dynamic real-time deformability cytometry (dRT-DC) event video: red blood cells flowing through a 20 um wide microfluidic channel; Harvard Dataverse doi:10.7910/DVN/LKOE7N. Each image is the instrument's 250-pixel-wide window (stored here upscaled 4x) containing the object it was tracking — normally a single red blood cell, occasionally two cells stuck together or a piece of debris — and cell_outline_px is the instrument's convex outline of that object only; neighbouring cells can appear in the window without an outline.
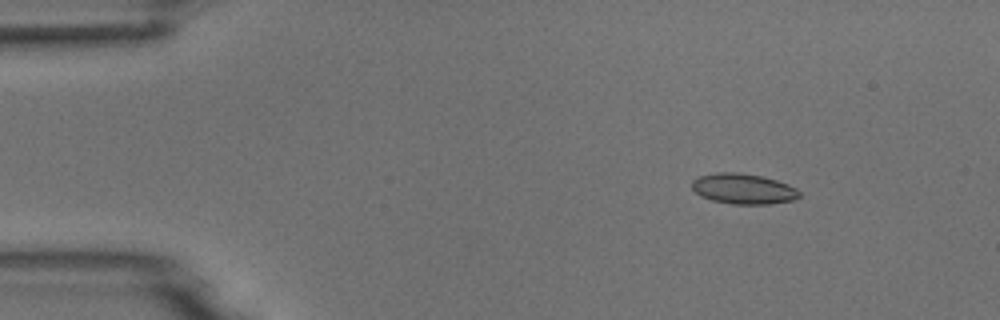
{"species": "common noctule bat (a hibernating species)", "species_latin": "Nyctalus noctula", "temperature_condition": "room temperature", "stored_images_in_passage": 5, "camera_frame_rate_fps": 3000, "um_per_image_px": 0.085, "animal": {"sex": "male", "body_mass_g": 18.8}, "frame": {"image": 1, "passage_image": 3, "time_ms": 2.0, "image_size_px": [1000, 320], "cell_outline_px": [[800, 196], [792, 200], [768, 204], [732, 204], [712, 200], [700, 196], [692, 188], [692, 180], [700, 176], [716, 172], [740, 172], [760, 176], [776, 180], [788, 184], [796, 188], [800, 192]], "centroid_in_image_um": [63.17, 16.04], "position_along_channel_um": 21.8, "area_um2": 19.02}}